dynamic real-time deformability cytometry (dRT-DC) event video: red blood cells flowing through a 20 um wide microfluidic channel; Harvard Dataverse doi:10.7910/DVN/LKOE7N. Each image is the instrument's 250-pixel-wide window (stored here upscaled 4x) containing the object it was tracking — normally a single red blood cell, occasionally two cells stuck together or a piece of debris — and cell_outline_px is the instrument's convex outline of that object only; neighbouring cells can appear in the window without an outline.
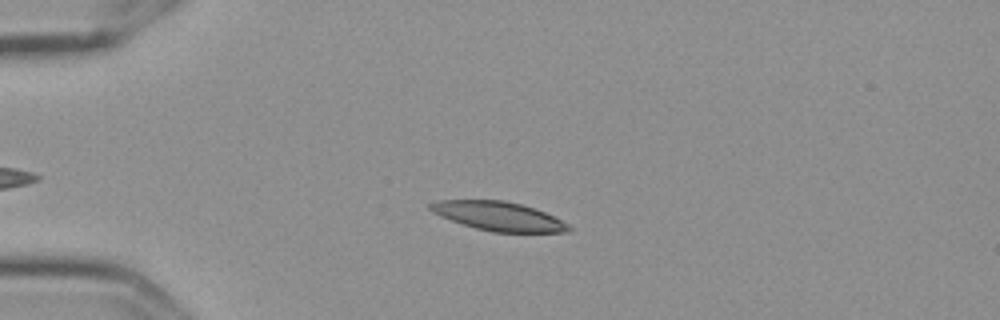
{"species": "Egyptian fruit bat (a non-hibernating species)", "species_latin": "Rousettus aegyptiacus", "temperature_condition": "cold", "stored_images_in_passage": 51, "camera_frame_rate_fps": 3000, "um_per_image_px": 0.085, "frame": {"image": 1, "passage_image": 14, "time_ms": 4.333, "image_size_px": [1000, 320], "cell_outline_px": [[572, 228], [568, 232], [492, 232], [476, 228], [440, 216], [432, 212], [428, 208], [428, 204], [440, 200], [504, 200], [520, 204], [544, 212], [568, 224]], "centroid_in_image_um": [42.35, 18.37], "position_along_channel_um": 42.6, "area_um2": 23.06}}
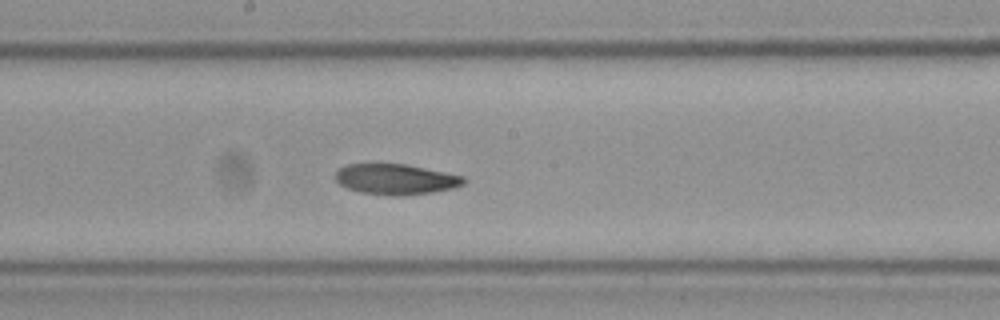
{"frame": {"image": 2, "passage_image": 31, "time_ms": 10.0, "image_size_px": [1000, 320], "cell_outline_px": [[464, 184], [452, 188], [432, 192], [400, 196], [392, 196], [360, 192], [348, 188], [340, 184], [336, 180], [336, 172], [340, 168], [348, 164], [404, 164], [464, 176]], "centroid_in_image_um": [33.63, 15.24], "position_along_channel_um": 214.6, "area_um2": 22.54}}
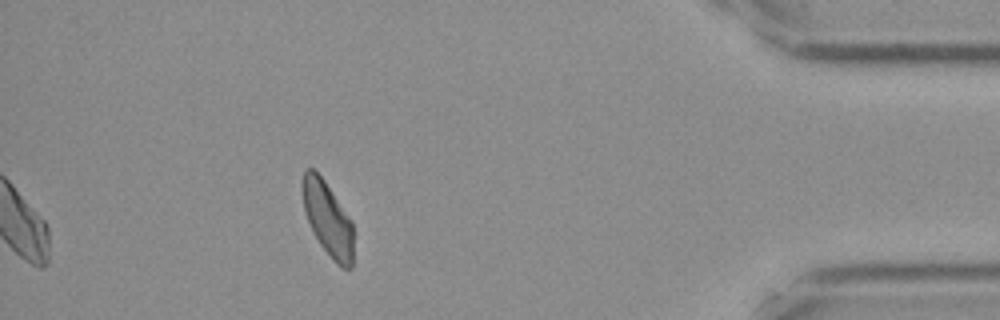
{"frame": {"image": 3, "passage_image": 51, "time_ms": 16.667, "image_size_px": [1000, 320], "cell_outline_px": [[352, 268], [344, 268], [336, 264], [320, 244], [308, 220], [304, 208], [300, 188], [300, 184], [304, 172], [308, 168], [312, 168], [324, 180], [352, 220]], "centroid_in_image_um": [27.84, 18.57], "position_along_channel_um": 407.4, "area_um2": 21.79}}